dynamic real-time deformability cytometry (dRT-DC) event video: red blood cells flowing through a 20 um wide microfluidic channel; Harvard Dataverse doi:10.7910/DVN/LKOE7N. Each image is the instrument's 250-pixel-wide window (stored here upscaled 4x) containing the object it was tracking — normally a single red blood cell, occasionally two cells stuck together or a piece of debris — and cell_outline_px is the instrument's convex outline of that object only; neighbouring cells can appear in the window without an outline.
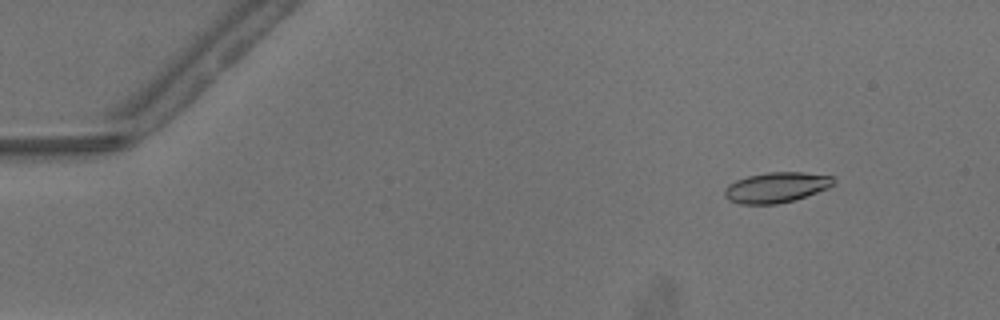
{"species": "common noctule bat (a hibernating species)", "species_latin": "Nyctalus noctula", "temperature_condition": "warm", "stored_images_in_passage": 50, "camera_frame_rate_fps": 3000, "um_per_image_px": 0.085, "animal": {"sex": "male", "body_mass_g": 13.3}, "frame": {"image": 1, "passage_image": 6, "time_ms": 1.667, "image_size_px": [1000, 320], "cell_outline_px": [[836, 184], [828, 188], [796, 200], [776, 204], [740, 204], [728, 200], [724, 196], [724, 188], [728, 184], [736, 180], [748, 176], [768, 172], [804, 172], [836, 176]], "centroid_in_image_um": [66.02, 15.93], "position_along_channel_um": 19.0, "area_um2": 19.65}}
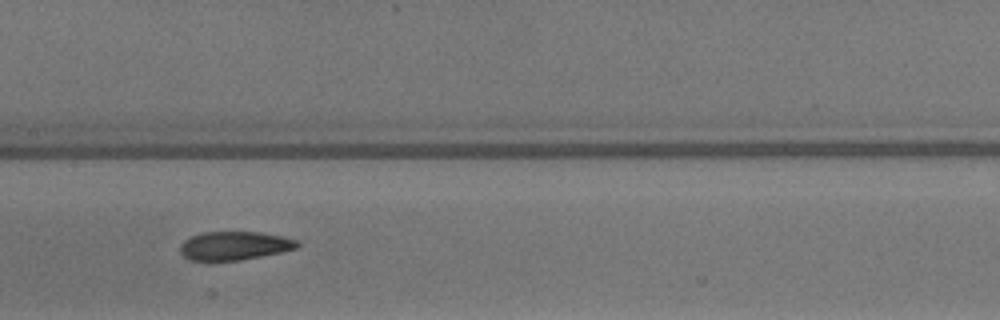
{"frame": {"image": 2, "passage_image": 26, "time_ms": 8.333, "image_size_px": [1000, 320], "cell_outline_px": [[300, 244], [296, 248], [280, 252], [240, 260], [188, 260], [180, 252], [180, 244], [184, 240], [192, 236], [204, 232], [260, 232], [280, 236], [296, 240]], "centroid_in_image_um": [19.89, 20.88], "position_along_channel_um": 187.5, "area_um2": 19.25}}
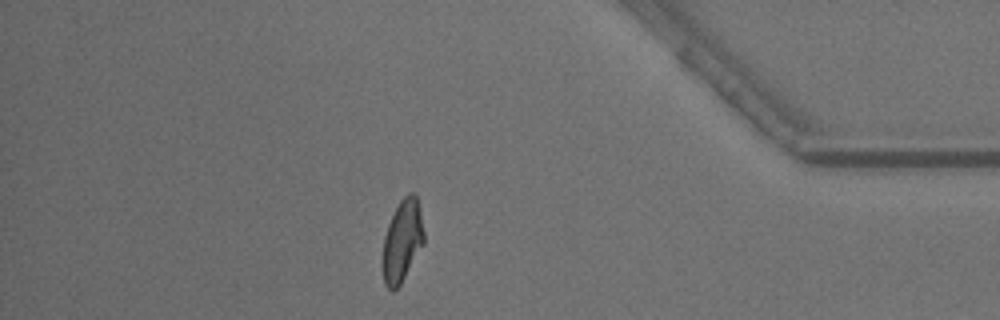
{"frame": {"image": 3, "passage_image": 44, "time_ms": 14.333, "image_size_px": [1000, 320], "cell_outline_px": [[424, 244], [400, 284], [392, 292], [384, 284], [380, 264], [380, 260], [384, 236], [388, 224], [400, 200], [408, 192], [416, 192], [424, 232]], "centroid_in_image_um": [34.16, 20.5], "position_along_channel_um": 401.0, "area_um2": 20.11}, "authors_computed_cell_mechanics": {"area_um2": 19.941, "velocity_mm_per_s": 4.1754, "shape_relaxation_time_tau1_ms": 3.4559, "shape_relaxation_time_tau2_ms": 1.6929, "deformation_change_tau1": 0.1693, "deformation_change_tau2": 0.0822}}